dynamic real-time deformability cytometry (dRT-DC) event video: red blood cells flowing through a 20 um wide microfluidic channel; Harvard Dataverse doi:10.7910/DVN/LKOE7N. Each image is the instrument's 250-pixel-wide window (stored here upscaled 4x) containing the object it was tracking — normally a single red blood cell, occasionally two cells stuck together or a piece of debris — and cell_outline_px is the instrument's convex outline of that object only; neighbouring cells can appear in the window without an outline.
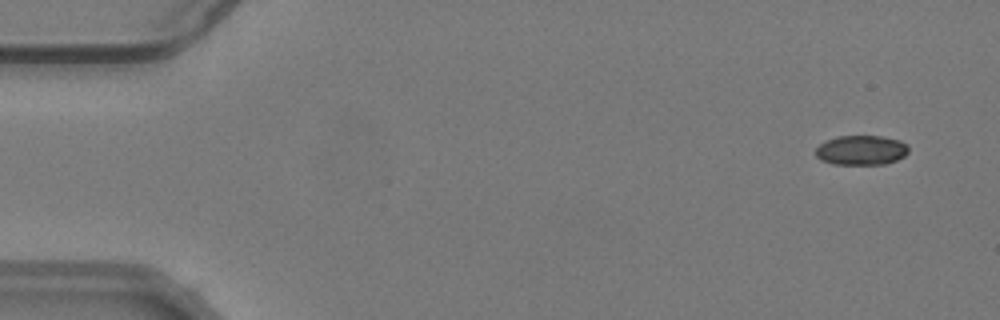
{"species": "common noctule bat (a hibernating species)", "species_latin": "Nyctalus noctula", "temperature_condition": "warm", "stored_images_in_passage": 56, "camera_frame_rate_fps": 3000, "um_per_image_px": 0.085, "animal": {"sex": "male", "body_mass_g": 19.2, "forearm_length_mm": 51.8}, "frame": {"image": 1, "passage_image": 4, "time_ms": 1.0, "image_size_px": [1000, 320], "cell_outline_px": [[908, 152], [904, 156], [896, 160], [884, 164], [832, 164], [820, 160], [816, 156], [816, 148], [820, 144], [836, 136], [880, 136], [900, 140], [908, 144]], "centroid_in_image_um": [73.21, 12.76], "position_along_channel_um": 11.8, "area_um2": 16.07}}
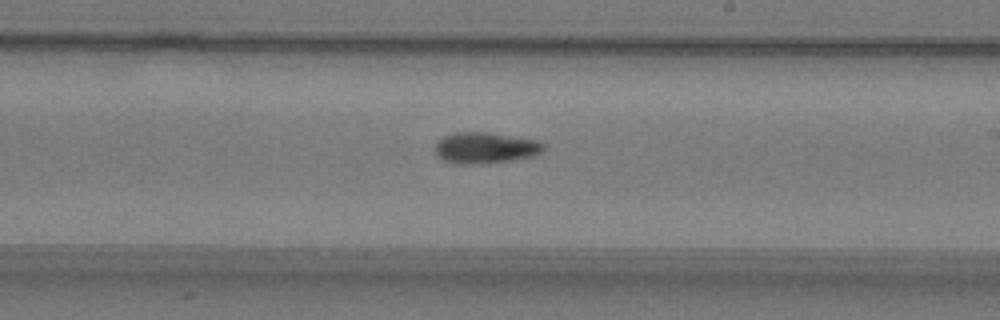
{"frame": {"image": 2, "passage_image": 33, "time_ms": 10.667, "image_size_px": [1000, 320], "cell_outline_px": [[544, 148], [540, 152], [532, 156], [508, 160], [476, 164], [460, 164], [444, 160], [436, 156], [436, 144], [444, 136], [456, 132], [492, 132], [536, 140], [544, 144]], "centroid_in_image_um": [41.23, 12.55], "position_along_channel_um": 247.8, "area_um2": 19.42}}
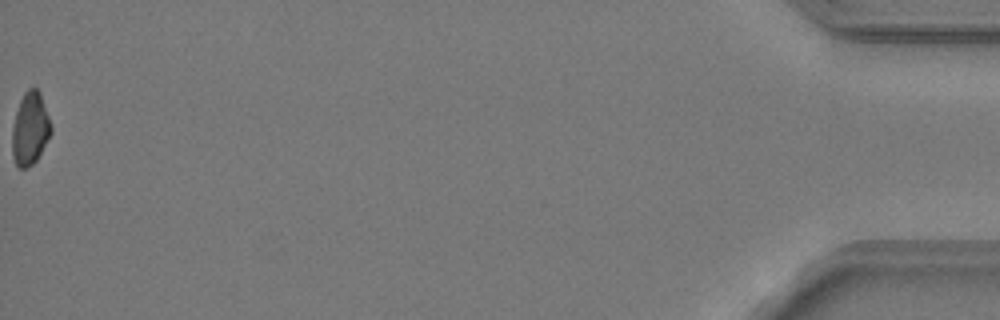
{"frame": {"image": 3, "passage_image": 56, "time_ms": 18.333, "image_size_px": [1000, 320], "cell_outline_px": [[52, 132], [36, 160], [32, 164], [24, 168], [20, 168], [16, 164], [12, 156], [12, 128], [16, 112], [20, 100], [24, 92], [28, 88], [36, 88], [40, 92], [52, 124]], "centroid_in_image_um": [2.56, 10.92], "position_along_channel_um": 432.6, "area_um2": 16.47}, "authors_computed_cell_mechanics": {"area_um2": 18.0336, "velocity_mm_per_s": 3.7858, "shape_relaxation_time_tau1_ms": 10.7258, "shape_relaxation_time_tau2_ms": null, "deformation_change_tau1": 0.2566, "deformation_change_tau2": null}}